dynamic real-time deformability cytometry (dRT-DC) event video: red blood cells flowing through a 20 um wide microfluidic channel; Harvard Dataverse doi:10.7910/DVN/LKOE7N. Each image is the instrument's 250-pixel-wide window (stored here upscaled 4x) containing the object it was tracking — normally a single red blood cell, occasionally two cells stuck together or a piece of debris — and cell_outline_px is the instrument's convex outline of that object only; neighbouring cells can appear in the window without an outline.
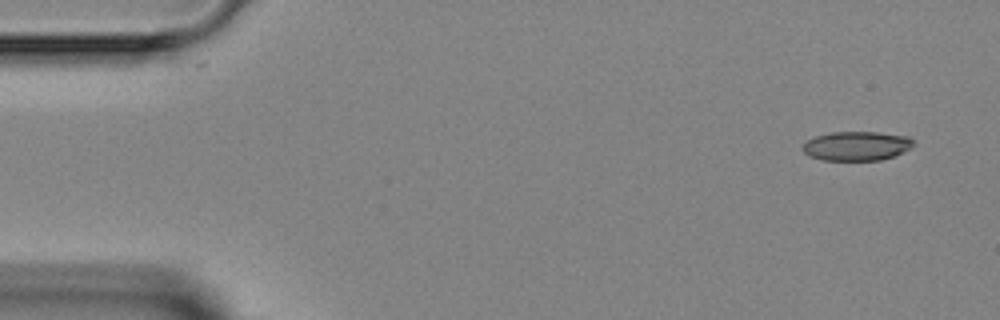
{"species": "Egyptian fruit bat (a non-hibernating species)", "species_latin": "Rousettus aegyptiacus", "temperature_condition": "room temperature", "stored_images_in_passage": 3, "camera_frame_rate_fps": 3000, "um_per_image_px": 0.085, "animal": {"sex": "female"}, "frame": {"image": 1, "passage_image": 1, "time_ms": 0.0, "image_size_px": [1000, 320], "cell_outline_px": [[912, 148], [892, 156], [880, 160], [824, 160], [808, 156], [800, 148], [808, 140], [816, 136], [832, 132], [876, 132], [908, 136], [912, 140]], "centroid_in_image_um": [72.78, 12.41], "position_along_channel_um": 12.2, "area_um2": 18.73}}
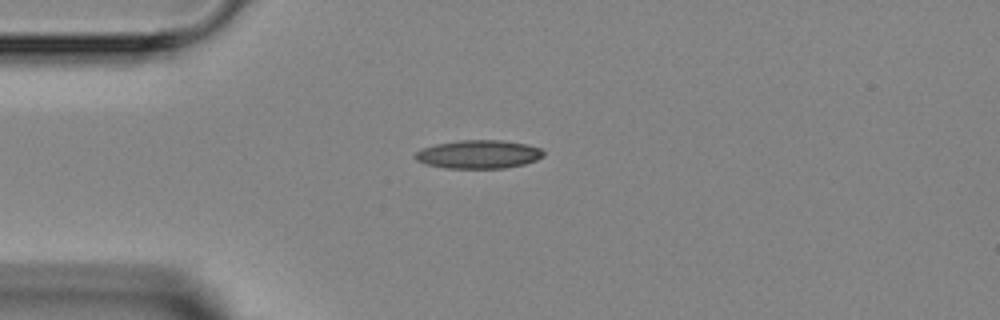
{"frame": {"image": 2, "passage_image": 3, "time_ms": 3.0, "image_size_px": [1000, 320], "cell_outline_px": [[544, 156], [536, 160], [524, 164], [504, 168], [444, 168], [424, 164], [416, 160], [412, 156], [420, 148], [436, 144], [460, 140], [504, 140], [528, 144], [540, 148], [544, 152]], "centroid_in_image_um": [40.65, 13.11], "position_along_channel_um": 44.3, "area_um2": 21.5}}